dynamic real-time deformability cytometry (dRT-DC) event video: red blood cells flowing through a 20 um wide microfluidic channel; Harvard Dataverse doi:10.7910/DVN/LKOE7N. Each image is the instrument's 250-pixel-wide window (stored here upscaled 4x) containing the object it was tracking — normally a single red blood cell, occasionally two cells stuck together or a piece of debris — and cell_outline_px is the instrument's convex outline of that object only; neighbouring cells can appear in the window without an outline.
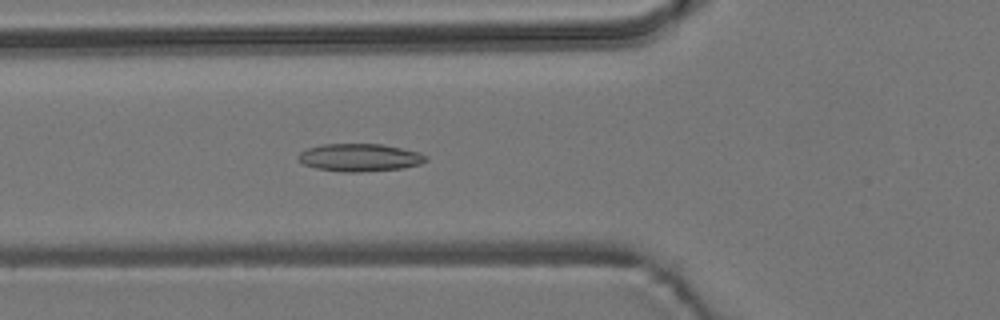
{"species": "common noctule bat (a hibernating species)", "species_latin": "Nyctalus noctula", "temperature_condition": "room temperature", "stored_images_in_passage": 45, "camera_frame_rate_fps": 3000, "um_per_image_px": 0.085, "animal": {"sex": "male", "body_mass_g": 19.2, "forearm_length_mm": 51.8}, "frame": {"image": 1, "passage_image": 20, "time_ms": 6.333, "image_size_px": [1000, 320], "cell_outline_px": [[428, 160], [420, 164], [404, 168], [360, 172], [340, 172], [316, 168], [304, 164], [296, 160], [296, 156], [300, 152], [308, 148], [324, 144], [380, 144], [420, 152], [428, 156]], "centroid_in_image_um": [30.57, 13.4], "position_along_channel_um": 95.2, "area_um2": 20.75}}
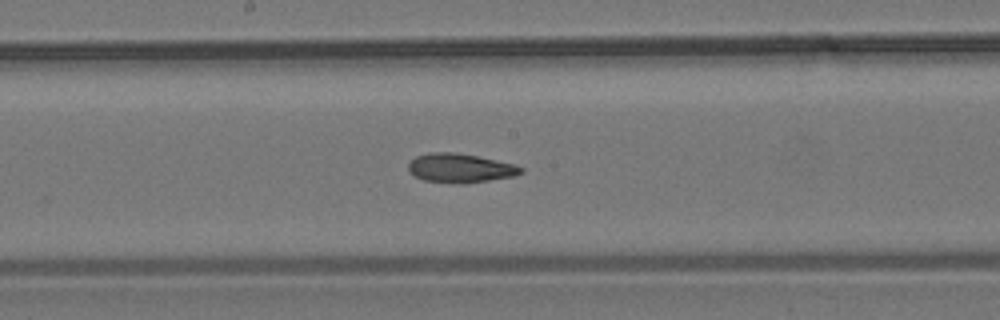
{"frame": {"image": 2, "passage_image": 29, "time_ms": 9.333, "image_size_px": [1000, 320], "cell_outline_px": [[524, 172], [516, 176], [460, 184], [456, 184], [424, 180], [416, 176], [408, 168], [408, 164], [416, 156], [432, 152], [456, 152], [516, 164], [524, 168]], "centroid_in_image_um": [39.16, 14.29], "position_along_channel_um": 209.0, "area_um2": 19.02}}
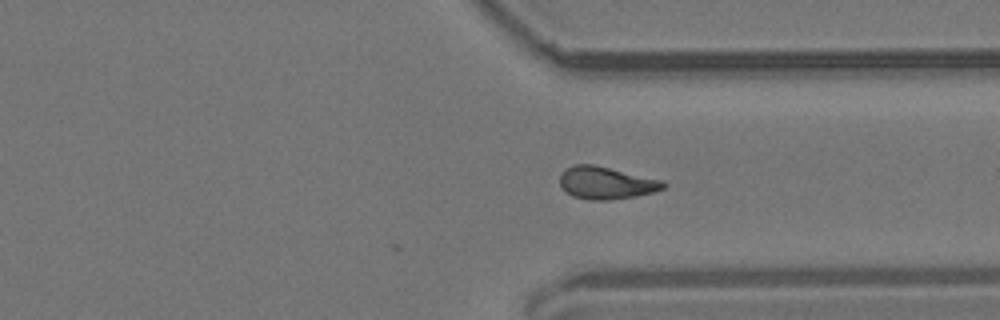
{"frame": {"image": 3, "passage_image": 41, "time_ms": 13.333, "image_size_px": [1000, 320], "cell_outline_px": [[668, 184], [664, 188], [652, 192], [636, 196], [608, 200], [588, 200], [572, 196], [560, 184], [560, 172], [564, 168], [572, 164], [592, 164], [660, 180]], "centroid_in_image_um": [51.47, 15.54], "position_along_channel_um": 359.9, "area_um2": 19.36}, "authors_computed_cell_mechanics": {"area_um2": 19.363, "velocity_mm_per_s": 3.7764, "shape_relaxation_time_tau1_ms": 10.9364, "shape_relaxation_time_tau2_ms": 4.0501, "deformation_change_tau1": 0.2259, "deformation_change_tau2": 0.1201}}